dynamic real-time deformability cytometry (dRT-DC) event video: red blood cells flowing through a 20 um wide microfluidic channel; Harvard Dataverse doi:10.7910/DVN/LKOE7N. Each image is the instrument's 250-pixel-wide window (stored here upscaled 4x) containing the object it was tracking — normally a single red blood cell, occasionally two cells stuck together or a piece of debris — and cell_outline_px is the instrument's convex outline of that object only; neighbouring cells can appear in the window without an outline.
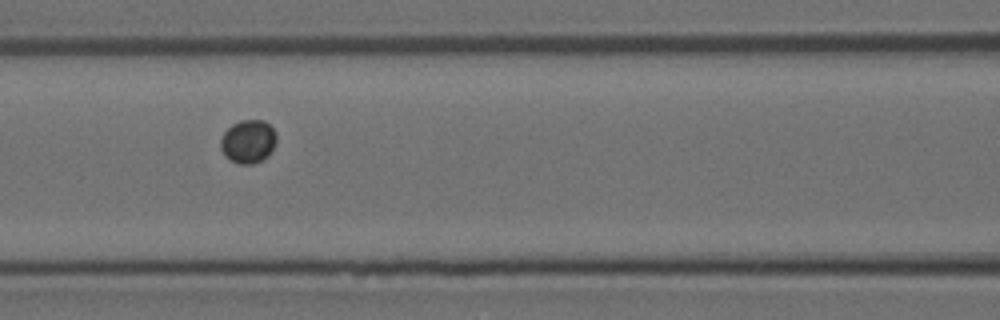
{"species": "Egyptian fruit bat (a non-hibernating species)", "species_latin": "Rousettus aegyptiacus", "temperature_condition": "room temperature", "stored_images_in_passage": 9, "camera_frame_rate_fps": 3000, "um_per_image_px": 0.085, "animal": {"sex": "female"}, "frame": {"image": 1, "passage_image": 6, "time_ms": 6.333, "image_size_px": [1000, 320], "cell_outline_px": [[276, 140], [268, 156], [252, 164], [236, 164], [220, 148], [220, 140], [224, 132], [232, 124], [240, 120], [264, 120], [276, 132]], "centroid_in_image_um": [21.09, 12.01], "position_along_channel_um": 145.5, "area_um2": 13.93}}
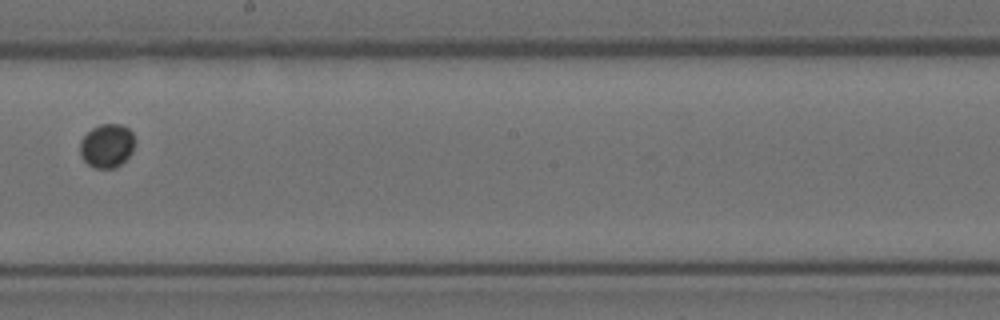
{"frame": {"image": 2, "passage_image": 8, "time_ms": 8.667, "image_size_px": [1000, 320], "cell_outline_px": [[136, 140], [132, 152], [116, 168], [96, 168], [88, 164], [80, 156], [80, 140], [92, 128], [100, 124], [124, 124], [132, 132]], "centroid_in_image_um": [9.1, 12.37], "position_along_channel_um": 239.1, "area_um2": 14.1}}
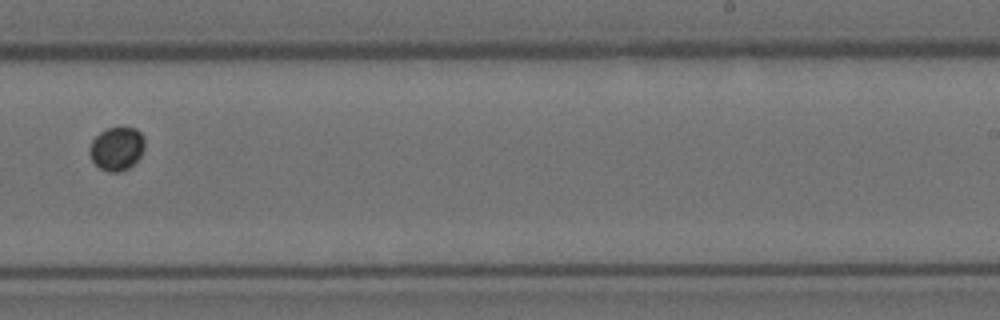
{"frame": {"image": 3, "passage_image": 9, "time_ms": 9.667, "image_size_px": [1000, 320], "cell_outline_px": [[144, 148], [140, 156], [128, 168], [120, 172], [108, 172], [100, 168], [92, 160], [88, 152], [88, 148], [92, 140], [100, 132], [108, 128], [136, 128], [144, 136]], "centroid_in_image_um": [9.91, 12.63], "position_along_channel_um": 279.1, "area_um2": 13.93}}